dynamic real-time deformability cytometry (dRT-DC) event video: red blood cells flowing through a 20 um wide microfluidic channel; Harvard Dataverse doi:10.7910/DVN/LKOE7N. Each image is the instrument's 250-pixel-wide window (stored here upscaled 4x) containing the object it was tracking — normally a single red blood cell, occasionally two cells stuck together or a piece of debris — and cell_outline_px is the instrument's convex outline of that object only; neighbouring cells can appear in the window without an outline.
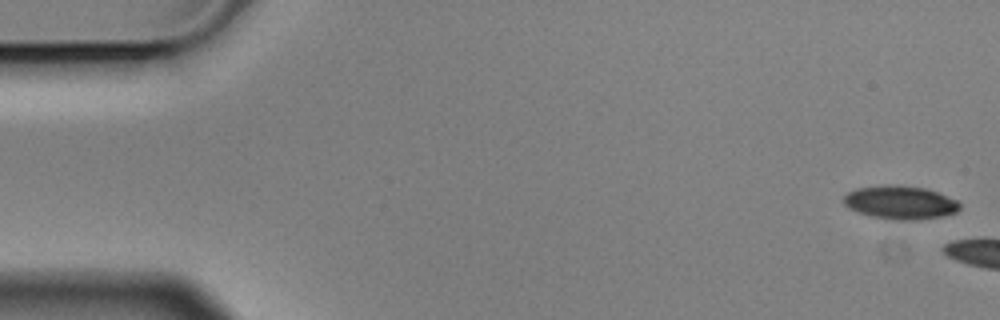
{"species": "Egyptian fruit bat (a non-hibernating species)", "species_latin": "Rousettus aegyptiacus", "temperature_condition": "cold", "stored_images_in_passage": 3, "camera_frame_rate_fps": 3000, "um_per_image_px": 0.085, "animal": {"sex": "male"}, "frame": {"image": 1, "passage_image": 1, "time_ms": 0.0, "image_size_px": [1000, 320], "cell_outline_px": [[960, 208], [956, 212], [944, 216], [916, 220], [896, 220], [872, 216], [848, 208], [844, 204], [844, 196], [848, 192], [856, 188], [884, 184], [896, 184], [924, 188], [948, 196], [956, 200], [960, 204]], "centroid_in_image_um": [76.52, 17.2], "position_along_channel_um": 8.5, "area_um2": 22.66}}